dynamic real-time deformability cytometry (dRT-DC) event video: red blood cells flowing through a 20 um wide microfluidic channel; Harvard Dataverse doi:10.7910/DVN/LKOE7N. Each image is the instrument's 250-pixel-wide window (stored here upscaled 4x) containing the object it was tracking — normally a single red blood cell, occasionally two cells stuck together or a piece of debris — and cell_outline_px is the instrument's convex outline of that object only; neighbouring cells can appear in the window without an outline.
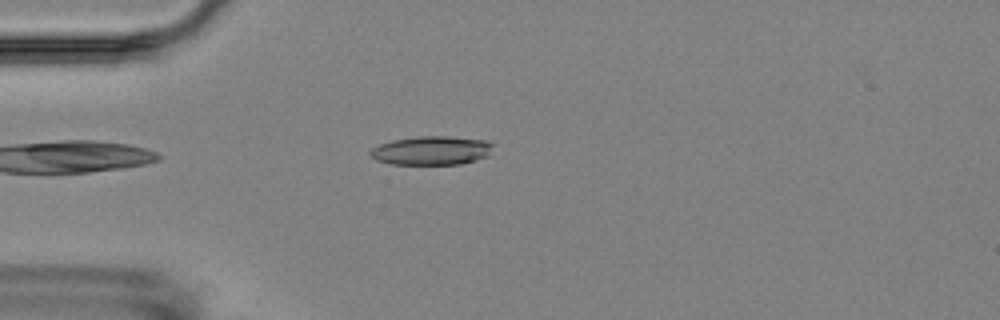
{"species": "Egyptian fruit bat (a non-hibernating species)", "species_latin": "Rousettus aegyptiacus", "temperature_condition": "room temperature", "stored_images_in_passage": 1, "camera_frame_rate_fps": 3000, "um_per_image_px": 0.085, "animal": {"sex": "female"}, "frame": {"image": 1, "passage_image": 1, "time_ms": 0.0, "image_size_px": [1000, 320], "cell_outline_px": [[492, 144], [488, 156], [476, 160], [460, 164], [392, 164], [376, 160], [368, 152], [372, 148], [380, 144], [392, 140], [420, 136], [448, 136], [484, 140]], "centroid_in_image_um": [36.66, 12.79], "position_along_channel_um": 48.3, "area_um2": 20.46}}